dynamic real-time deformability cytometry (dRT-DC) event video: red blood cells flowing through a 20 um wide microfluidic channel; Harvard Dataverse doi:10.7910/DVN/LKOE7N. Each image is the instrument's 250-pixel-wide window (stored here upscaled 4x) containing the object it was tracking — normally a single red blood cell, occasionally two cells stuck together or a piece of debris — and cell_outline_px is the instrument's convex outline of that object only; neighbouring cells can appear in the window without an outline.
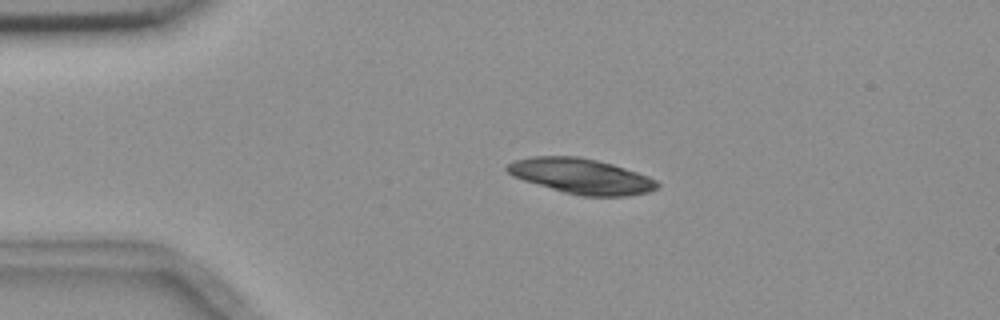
{"species": "common noctule bat (a hibernating species)", "species_latin": "Nyctalus noctula", "temperature_condition": "room temperature", "stored_images_in_passage": 3, "camera_frame_rate_fps": 3000, "um_per_image_px": 0.085, "animal": {"sex": "female", "body_mass_g": 18.4}, "frame": {"image": 1, "passage_image": 2, "time_ms": 2.0, "image_size_px": [1000, 320], "cell_outline_px": [[660, 184], [656, 188], [648, 192], [628, 196], [580, 196], [564, 192], [524, 180], [512, 176], [504, 168], [508, 164], [516, 160], [532, 156], [576, 156], [596, 160], [612, 164], [648, 176], [656, 180]], "centroid_in_image_um": [49.4, 14.97], "position_along_channel_um": 35.6, "area_um2": 30.58}}